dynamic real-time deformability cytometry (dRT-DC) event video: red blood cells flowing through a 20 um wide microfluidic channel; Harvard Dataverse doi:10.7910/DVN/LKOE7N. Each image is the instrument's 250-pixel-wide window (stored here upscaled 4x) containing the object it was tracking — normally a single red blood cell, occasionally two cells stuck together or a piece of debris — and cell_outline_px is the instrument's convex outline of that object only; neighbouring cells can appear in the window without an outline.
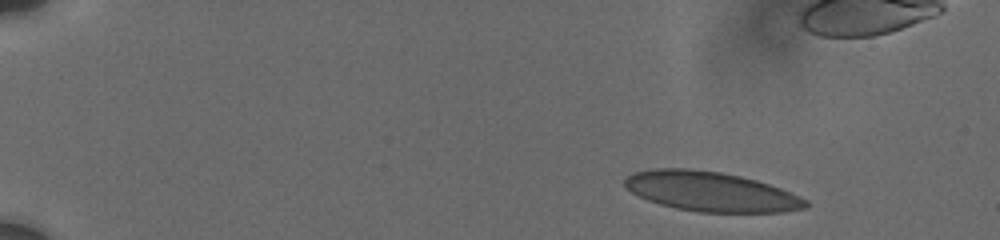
{"species": "human", "species_latin": "Homo sapiens", "temperature_condition": "cold", "stored_images_in_passage": 19, "camera_frame_rate_fps": 3000, "um_per_image_px": 0.085, "donor": {"sex": "male"}, "frame": {"image": 1, "passage_image": 4, "time_ms": 1.333, "image_size_px": [1000, 240], "cell_outline_px": [[808, 208], [784, 212], [696, 212], [676, 208], [660, 204], [648, 200], [632, 192], [624, 184], [624, 180], [632, 172], [652, 168], [688, 168], [720, 172], [740, 176], [756, 180], [780, 188], [808, 200]], "centroid_in_image_um": [60.42, 16.28], "position_along_channel_um": 24.6, "area_um2": 41.79}}
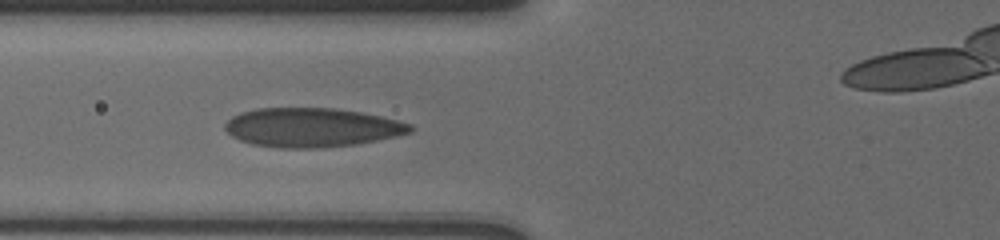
{"frame": {"image": 2, "passage_image": 16, "time_ms": 6.667, "image_size_px": [1000, 240], "cell_outline_px": [[412, 132], [396, 136], [356, 144], [316, 148], [280, 148], [252, 144], [240, 140], [232, 136], [224, 128], [224, 124], [232, 116], [240, 112], [256, 108], [332, 108], [360, 112], [380, 116], [412, 124]], "centroid_in_image_um": [26.47, 10.83], "position_along_channel_um": 99.3, "area_um2": 42.08}}
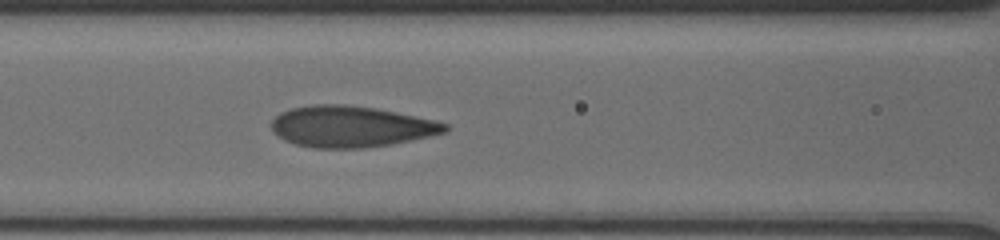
{"frame": {"image": 3, "passage_image": 19, "time_ms": 7.667, "image_size_px": [1000, 240], "cell_outline_px": [[448, 132], [392, 144], [364, 148], [312, 148], [296, 144], [284, 140], [272, 132], [272, 120], [280, 112], [292, 108], [312, 104], [344, 104], [376, 108], [436, 120], [448, 124]], "centroid_in_image_um": [29.83, 10.75], "position_along_channel_um": 136.8, "area_um2": 41.85}}